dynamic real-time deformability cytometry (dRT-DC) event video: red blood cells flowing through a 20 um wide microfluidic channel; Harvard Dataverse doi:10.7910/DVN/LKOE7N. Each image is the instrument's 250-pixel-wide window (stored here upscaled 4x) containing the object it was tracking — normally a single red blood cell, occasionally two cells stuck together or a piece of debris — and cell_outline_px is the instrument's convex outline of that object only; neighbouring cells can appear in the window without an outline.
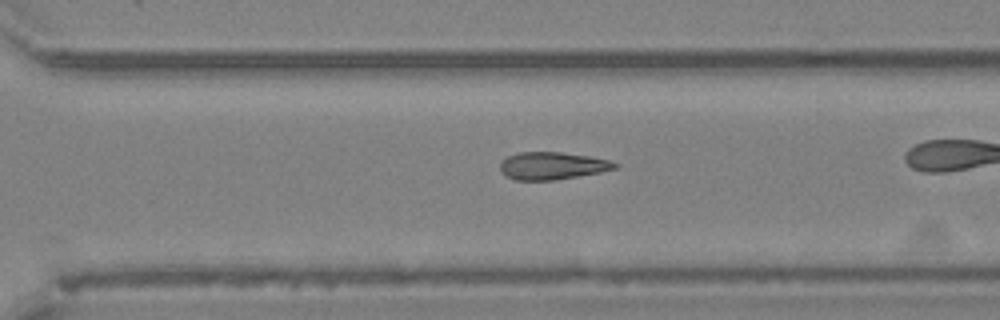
{"species": "Egyptian fruit bat (a non-hibernating species)", "species_latin": "Rousettus aegyptiacus", "temperature_condition": "cold", "stored_images_in_passage": 39, "camera_frame_rate_fps": 3000, "um_per_image_px": 0.085, "animal": {"sex": "female"}, "frame": {"image": 1, "passage_image": 34, "time_ms": 11.0, "image_size_px": [1000, 320], "cell_outline_px": [[620, 164], [616, 168], [600, 172], [556, 180], [512, 180], [504, 176], [500, 172], [500, 160], [508, 156], [520, 152], [560, 152], [588, 156], [608, 160]], "centroid_in_image_um": [46.88, 14.1], "position_along_channel_um": 323.7, "area_um2": 18.5}}